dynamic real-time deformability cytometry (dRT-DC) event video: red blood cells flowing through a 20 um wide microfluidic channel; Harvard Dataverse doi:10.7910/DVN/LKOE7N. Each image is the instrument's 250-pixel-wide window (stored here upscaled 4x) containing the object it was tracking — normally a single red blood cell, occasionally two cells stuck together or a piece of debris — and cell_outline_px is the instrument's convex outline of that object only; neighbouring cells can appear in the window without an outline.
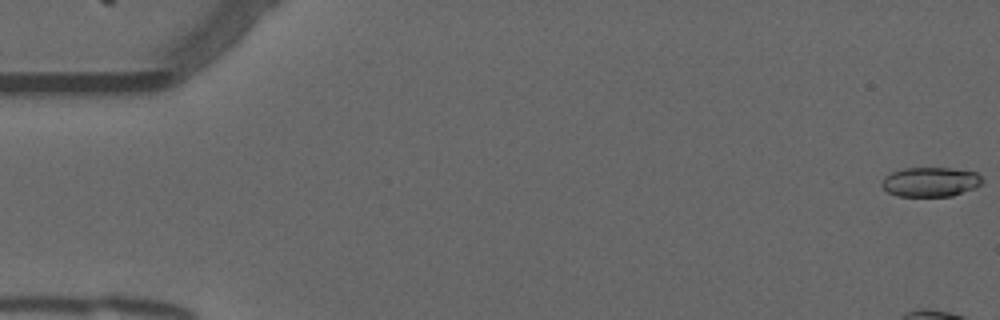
{"species": "common noctule bat (a hibernating species)", "species_latin": "Nyctalus noctula", "temperature_condition": "warm", "stored_images_in_passage": 16, "camera_frame_rate_fps": 3000, "um_per_image_px": 0.085, "animal": {"sex": "male", "forearm_length_mm": 52.5}, "frame": {"image": 1, "passage_image": 1, "time_ms": 0.0, "image_size_px": [1000, 320], "cell_outline_px": [[984, 180], [980, 184], [972, 188], [952, 196], [896, 196], [888, 192], [880, 184], [884, 176], [892, 172], [904, 168], [952, 168], [976, 172]], "centroid_in_image_um": [79.05, 15.46], "position_along_channel_um": 5.9, "area_um2": 17.22}}